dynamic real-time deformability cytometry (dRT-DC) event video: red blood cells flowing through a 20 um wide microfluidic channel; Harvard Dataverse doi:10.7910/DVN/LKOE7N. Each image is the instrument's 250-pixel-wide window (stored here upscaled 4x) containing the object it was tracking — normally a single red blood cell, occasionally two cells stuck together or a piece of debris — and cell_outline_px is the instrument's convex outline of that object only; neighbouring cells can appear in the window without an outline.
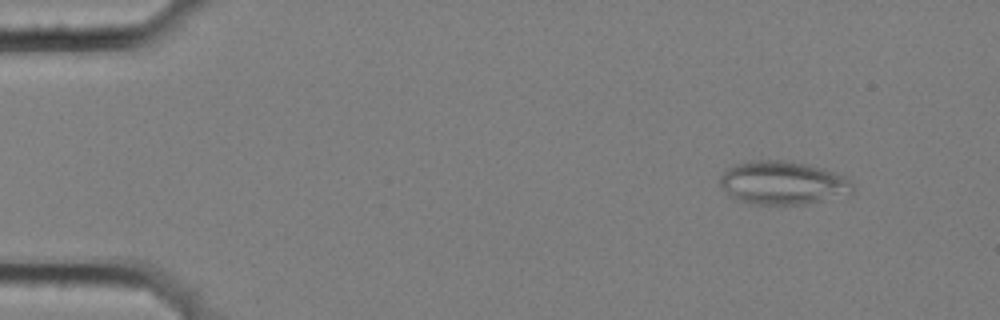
{"species": "common noctule bat (a hibernating species)", "species_latin": "Nyctalus noctula", "temperature_condition": "cold", "stored_images_in_passage": 6, "camera_frame_rate_fps": 3000, "um_per_image_px": 0.085, "animal": {"sex": "female", "body_mass_g": 25.1}, "frame": {"image": 1, "passage_image": 2, "time_ms": 0.333, "image_size_px": [1000, 320], "cell_outline_px": [[852, 192], [808, 204], [748, 204], [736, 200], [720, 184], [720, 176], [728, 168], [736, 164], [748, 160], [784, 160], [808, 164], [824, 168], [844, 176], [852, 184]], "centroid_in_image_um": [66.5, 15.53], "position_along_channel_um": 18.5, "area_um2": 33.35}}